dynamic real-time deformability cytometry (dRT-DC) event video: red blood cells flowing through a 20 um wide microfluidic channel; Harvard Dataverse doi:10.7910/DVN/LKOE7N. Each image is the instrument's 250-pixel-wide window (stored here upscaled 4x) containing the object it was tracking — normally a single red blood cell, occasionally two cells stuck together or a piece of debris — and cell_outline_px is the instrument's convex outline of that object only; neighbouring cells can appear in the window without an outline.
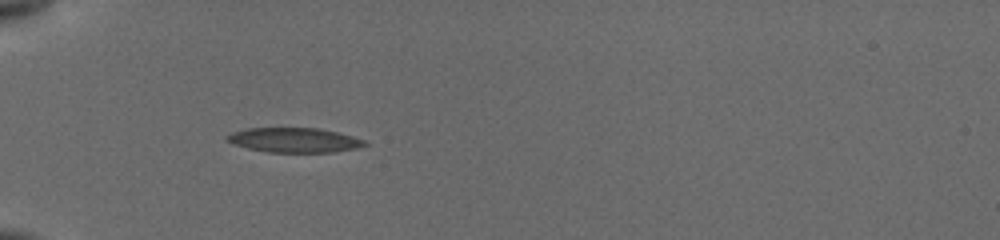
{"species": "common noctule bat (a hibernating species)", "species_latin": "Nyctalus noctula", "temperature_condition": "cold", "stored_images_in_passage": 26, "camera_frame_rate_fps": 3000, "um_per_image_px": 0.085, "animal": {"sex": "female", "body_mass_g": 19.5, "forearm_length_mm": 54.1}, "frame": {"image": 1, "passage_image": 1, "time_ms": 0.0, "image_size_px": [1000, 240], "cell_outline_px": [[368, 144], [356, 148], [332, 152], [268, 152], [248, 148], [224, 140], [224, 136], [232, 132], [248, 128], [316, 128], [336, 132], [352, 136], [364, 140]], "centroid_in_image_um": [24.97, 11.9], "position_along_channel_um": 60.0, "area_um2": 19.59}}
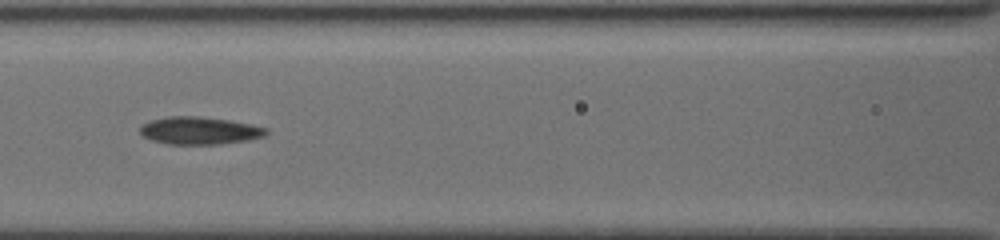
{"frame": {"image": 2, "passage_image": 18, "time_ms": 2.667, "image_size_px": [1000, 240], "cell_outline_px": [[268, 132], [264, 136], [248, 140], [220, 144], [168, 144], [152, 140], [144, 136], [140, 132], [140, 128], [144, 124], [152, 120], [172, 116], [196, 116], [228, 120], [252, 124], [268, 128]], "centroid_in_image_um": [17.0, 11.11], "position_along_channel_um": 149.6, "area_um2": 20.06}}
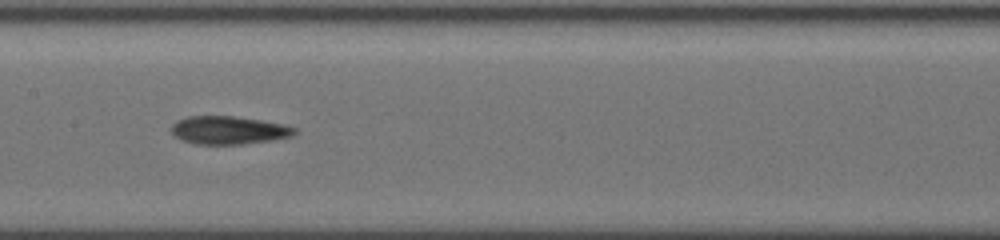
{"frame": {"image": 3, "passage_image": 25, "time_ms": 3.667, "image_size_px": [1000, 240], "cell_outline_px": [[296, 132], [292, 136], [276, 140], [244, 144], [196, 144], [180, 140], [172, 132], [172, 124], [176, 120], [188, 116], [236, 116], [284, 124], [296, 128]], "centroid_in_image_um": [19.45, 11.07], "position_along_channel_um": 187.9, "area_um2": 20.35}}